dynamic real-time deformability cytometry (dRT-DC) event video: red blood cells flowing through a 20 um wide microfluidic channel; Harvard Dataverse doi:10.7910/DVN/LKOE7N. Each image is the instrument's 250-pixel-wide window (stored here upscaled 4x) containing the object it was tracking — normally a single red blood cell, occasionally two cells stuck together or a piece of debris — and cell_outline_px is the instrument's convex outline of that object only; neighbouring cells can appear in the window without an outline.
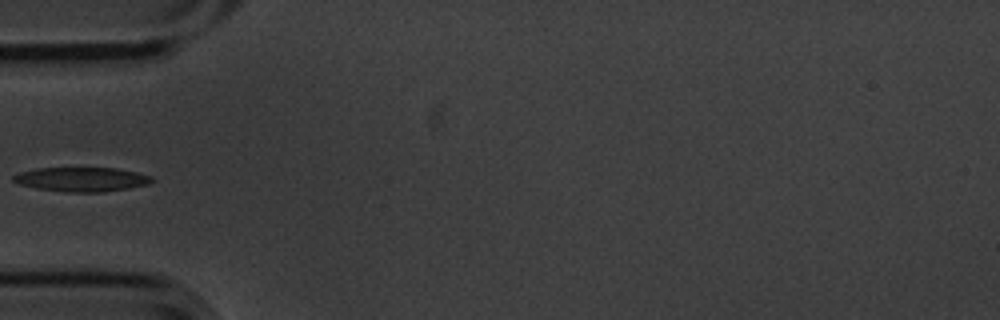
{"species": "common noctule bat (a hibernating species)", "species_latin": "Nyctalus noctula", "temperature_condition": "cold", "stored_images_in_passage": 1, "camera_frame_rate_fps": 3000, "um_per_image_px": 0.085, "animal": {"sex": "male", "body_mass_g": 20.1, "forearm_length_mm": 53.5}, "frame": {"image": 1, "passage_image": 1, "time_ms": 0.0, "image_size_px": [1000, 320], "cell_outline_px": [[156, 180], [148, 184], [128, 188], [104, 192], [68, 192], [36, 188], [20, 184], [12, 180], [12, 176], [20, 172], [36, 168], [116, 168], [136, 172], [152, 176]], "centroid_in_image_um": [6.96, 15.24], "position_along_channel_um": 78.0, "area_um2": 19.59}}